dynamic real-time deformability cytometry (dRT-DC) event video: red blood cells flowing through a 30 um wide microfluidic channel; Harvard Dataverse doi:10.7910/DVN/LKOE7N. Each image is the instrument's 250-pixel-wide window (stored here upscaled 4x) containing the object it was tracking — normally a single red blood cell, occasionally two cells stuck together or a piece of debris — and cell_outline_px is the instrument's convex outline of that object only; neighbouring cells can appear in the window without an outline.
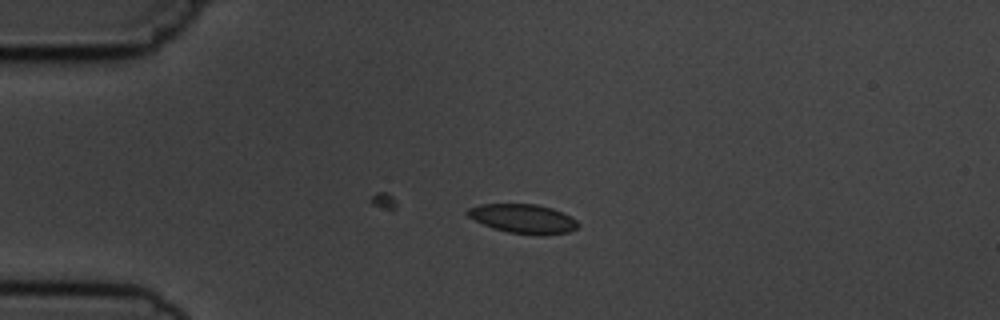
{"species": "common noctule bat (a hibernating species)", "species_latin": "Nyctalus noctula", "temperature_condition": "cold", "stored_images_in_passage": 3, "camera_frame_rate_fps": 3000, "um_per_image_px": 0.085, "animal": {"sex": "male", "body_mass_g": 19.5, "forearm_length_mm": 54.6}, "frame": {"image": 1, "passage_image": 1, "time_ms": 0.0, "image_size_px": [1000, 320], "cell_outline_px": [[580, 224], [576, 228], [568, 232], [544, 236], [536, 236], [508, 232], [492, 228], [468, 216], [464, 212], [468, 208], [480, 204], [536, 204], [552, 208], [576, 220]], "centroid_in_image_um": [44.46, 18.6], "position_along_channel_um": 40.5, "area_um2": 18.84}}
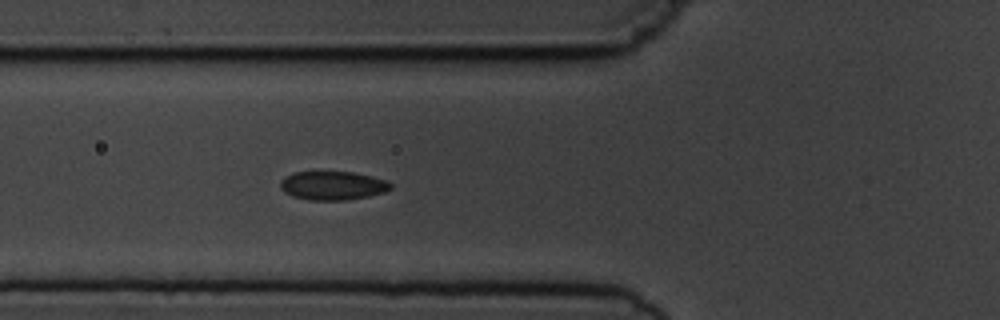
{"frame": {"image": 2, "passage_image": 3, "time_ms": 2.333, "image_size_px": [1000, 320], "cell_outline_px": [[392, 188], [384, 192], [368, 196], [348, 200], [308, 200], [292, 196], [284, 192], [280, 188], [280, 180], [284, 176], [296, 172], [352, 172], [372, 176], [388, 180], [392, 184]], "centroid_in_image_um": [28.28, 15.77], "position_along_channel_um": 97.5, "area_um2": 18.61}}